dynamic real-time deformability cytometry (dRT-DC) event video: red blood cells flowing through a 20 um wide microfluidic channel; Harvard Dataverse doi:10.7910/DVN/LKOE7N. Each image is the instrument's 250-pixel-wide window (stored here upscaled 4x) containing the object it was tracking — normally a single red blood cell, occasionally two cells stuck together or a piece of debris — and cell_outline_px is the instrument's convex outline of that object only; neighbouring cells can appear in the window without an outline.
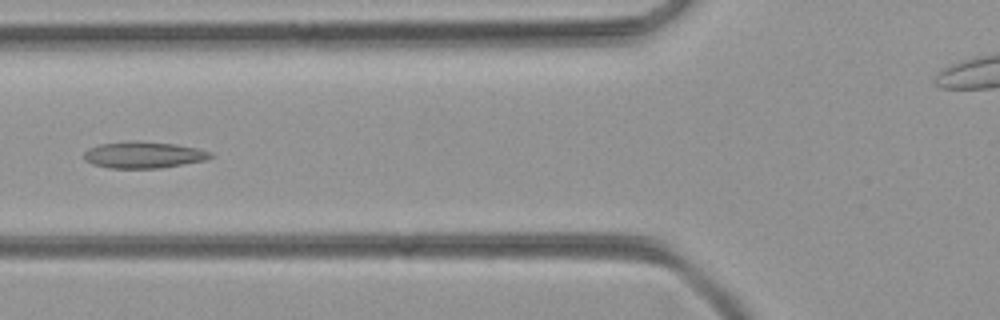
{"species": "common noctule bat (a hibernating species)", "species_latin": "Nyctalus noctula", "temperature_condition": "room temperature", "stored_images_in_passage": 39, "camera_frame_rate_fps": 3000, "um_per_image_px": 0.085, "animal": {"sex": "female", "body_mass_g": 21.9}, "frame": {"image": 1, "passage_image": 11, "time_ms": 3.333, "image_size_px": [1000, 320], "cell_outline_px": [[212, 156], [204, 160], [160, 168], [108, 168], [92, 164], [84, 160], [84, 152], [88, 148], [100, 144], [136, 140], [176, 144], [196, 148], [212, 152]], "centroid_in_image_um": [12.16, 13.16], "position_along_channel_um": 113.6, "area_um2": 19.54}}
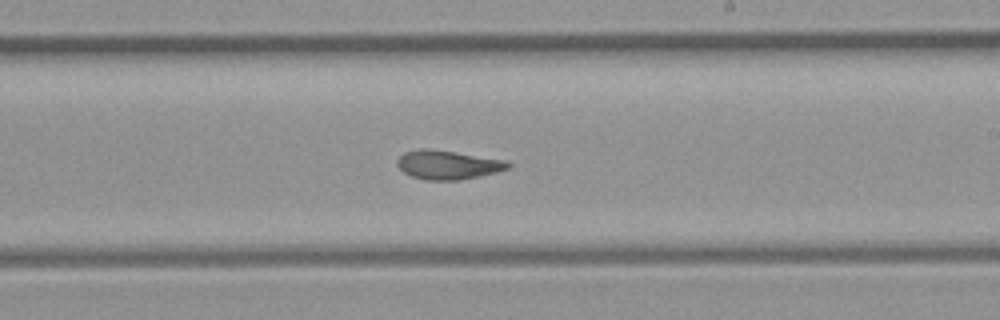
{"frame": {"image": 2, "passage_image": 21, "time_ms": 6.667, "image_size_px": [1000, 320], "cell_outline_px": [[512, 164], [508, 168], [496, 172], [480, 176], [460, 180], [424, 180], [412, 176], [404, 172], [396, 164], [396, 160], [404, 152], [420, 148], [428, 148], [508, 160]], "centroid_in_image_um": [38.07, 14.0], "position_along_channel_um": 250.9, "area_um2": 18.79}}
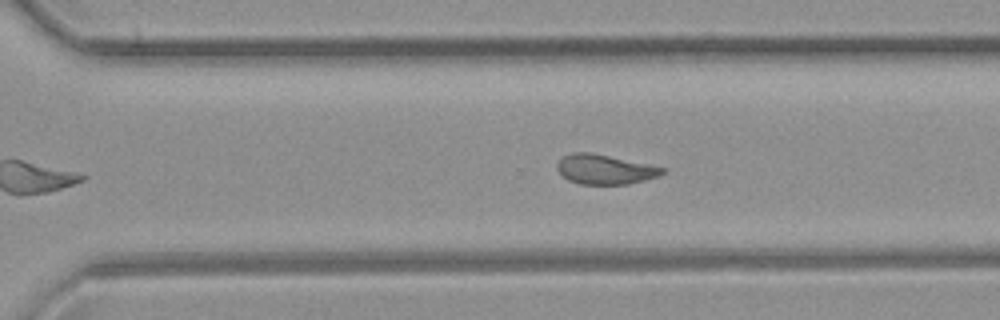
{"frame": {"image": 3, "passage_image": 26, "time_ms": 8.333, "image_size_px": [1000, 320], "cell_outline_px": [[668, 168], [664, 172], [656, 176], [644, 180], [628, 184], [580, 184], [568, 180], [556, 168], [556, 164], [564, 156], [572, 152], [592, 152]], "centroid_in_image_um": [51.41, 14.38], "position_along_channel_um": 319.2, "area_um2": 18.15}}